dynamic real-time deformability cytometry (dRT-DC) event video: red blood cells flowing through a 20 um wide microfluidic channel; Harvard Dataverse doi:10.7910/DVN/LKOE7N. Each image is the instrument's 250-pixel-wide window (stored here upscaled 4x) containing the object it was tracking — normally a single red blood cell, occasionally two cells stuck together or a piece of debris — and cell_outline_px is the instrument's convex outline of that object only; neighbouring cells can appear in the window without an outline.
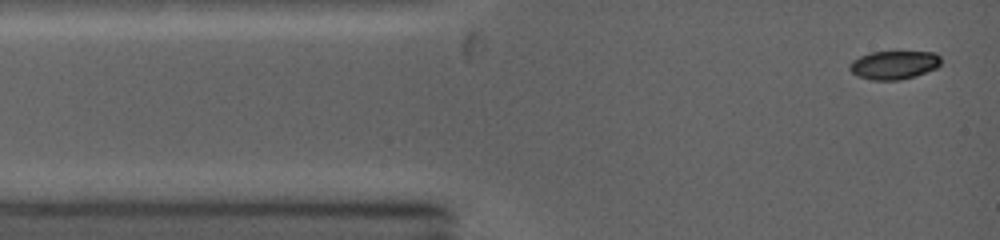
{"species": "common noctule bat (a hibernating species)", "species_latin": "Nyctalus noctula", "temperature_condition": "warm", "stored_images_in_passage": 34, "camera_frame_rate_fps": 5000, "um_per_image_px": 0.085, "animal": {"sex": "female", "body_mass_g": 19.0, "forearm_length_mm": 53.3}, "frame": {"image": 1, "passage_image": 1, "time_ms": 0.0, "image_size_px": [1000, 240], "cell_outline_px": [[940, 64], [936, 68], [912, 76], [896, 80], [872, 80], [860, 76], [852, 72], [848, 68], [852, 60], [860, 56], [872, 52], [936, 52], [940, 56]], "centroid_in_image_um": [75.98, 5.51], "position_along_channel_um": 9.0, "area_um2": 14.85}}
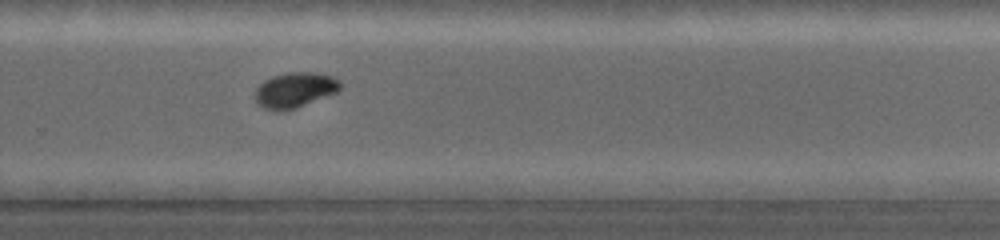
{"frame": {"image": 2, "passage_image": 22, "time_ms": 8.0, "image_size_px": [1000, 240], "cell_outline_px": [[340, 88], [336, 92], [296, 108], [280, 112], [276, 112], [264, 108], [256, 100], [256, 88], [264, 80], [288, 72], [312, 72], [332, 76], [340, 84]], "centroid_in_image_um": [25.03, 7.66], "position_along_channel_um": 304.8, "area_um2": 17.17}}
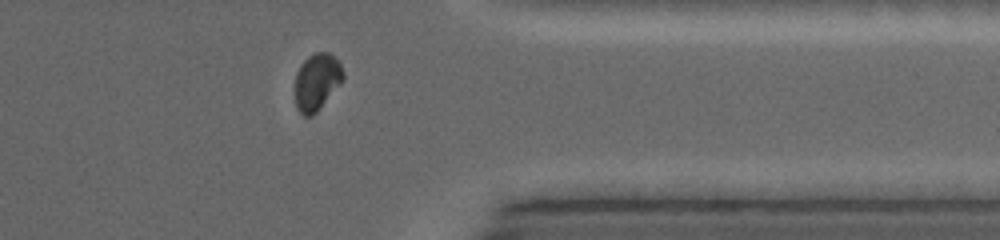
{"frame": {"image": 3, "passage_image": 27, "time_ms": 10.0, "image_size_px": [1000, 240], "cell_outline_px": [[344, 80], [316, 112], [312, 116], [304, 116], [296, 108], [296, 72], [300, 64], [308, 56], [316, 52], [328, 52], [340, 64], [344, 72]], "centroid_in_image_um": [26.93, 6.95], "position_along_channel_um": 384.5, "area_um2": 15.84}, "authors_computed_cell_mechanics": {"area_um2": 16.8776, "velocity_mm_per_s": 4.3296, "shape_relaxation_time_tau1_ms": 3.9339, "shape_relaxation_time_tau2_ms": 1.6697, "deformation_change_tau1": 0.1794, "deformation_change_tau2": 0.0323}}